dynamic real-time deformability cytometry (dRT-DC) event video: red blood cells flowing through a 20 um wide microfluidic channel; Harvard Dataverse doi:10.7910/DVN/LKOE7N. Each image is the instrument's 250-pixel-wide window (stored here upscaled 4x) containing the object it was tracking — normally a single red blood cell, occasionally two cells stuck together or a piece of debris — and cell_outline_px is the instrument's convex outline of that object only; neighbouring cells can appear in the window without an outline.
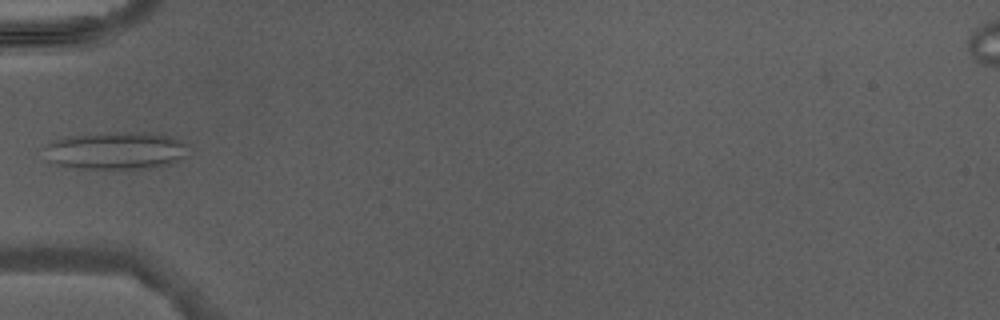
{"species": "Egyptian fruit bat (a non-hibernating species)", "species_latin": "Rousettus aegyptiacus", "temperature_condition": "warm", "stored_images_in_passage": 4, "camera_frame_rate_fps": 3000, "um_per_image_px": 0.085, "animal": {"sex": "male"}, "frame": {"image": 1, "passage_image": 4, "time_ms": 4.667, "image_size_px": [1000, 320], "cell_outline_px": [[188, 144], [184, 156], [168, 164], [148, 168], [76, 168], [56, 164], [48, 160], [40, 148], [44, 144], [52, 140], [72, 136], [136, 132], [148, 132], [172, 136]], "centroid_in_image_um": [9.79, 12.8], "position_along_channel_um": 75.2, "area_um2": 31.27}}